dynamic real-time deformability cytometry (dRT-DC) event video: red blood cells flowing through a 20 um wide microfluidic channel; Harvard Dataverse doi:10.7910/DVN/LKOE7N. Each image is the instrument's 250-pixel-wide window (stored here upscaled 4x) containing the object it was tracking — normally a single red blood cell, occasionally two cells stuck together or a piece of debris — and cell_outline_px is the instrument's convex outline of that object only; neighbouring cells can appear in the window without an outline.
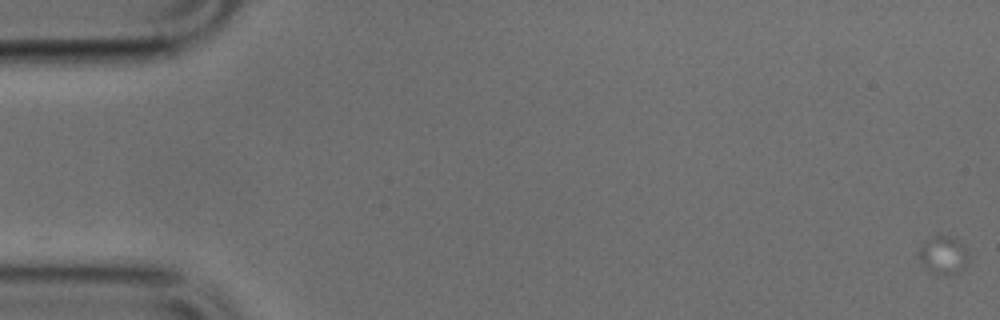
{"species": "common noctule bat (a hibernating species)", "species_latin": "Nyctalus noctula", "temperature_condition": "cold", "stored_images_in_passage": 27, "camera_frame_rate_fps": 3000, "um_per_image_px": 0.085, "animal": {"sex": "male", "body_mass_g": 17.9, "forearm_length_mm": 54.2}, "frame": {"image": 1, "passage_image": 1, "time_ms": 0.0, "image_size_px": [1000, 320], "cell_outline_px": [[968, 260], [964, 268], [948, 276], [932, 272], [916, 256], [916, 252], [928, 240], [940, 232], [964, 244], [968, 256]], "centroid_in_image_um": [80.18, 21.66], "position_along_channel_um": 4.8, "area_um2": 10.98}}